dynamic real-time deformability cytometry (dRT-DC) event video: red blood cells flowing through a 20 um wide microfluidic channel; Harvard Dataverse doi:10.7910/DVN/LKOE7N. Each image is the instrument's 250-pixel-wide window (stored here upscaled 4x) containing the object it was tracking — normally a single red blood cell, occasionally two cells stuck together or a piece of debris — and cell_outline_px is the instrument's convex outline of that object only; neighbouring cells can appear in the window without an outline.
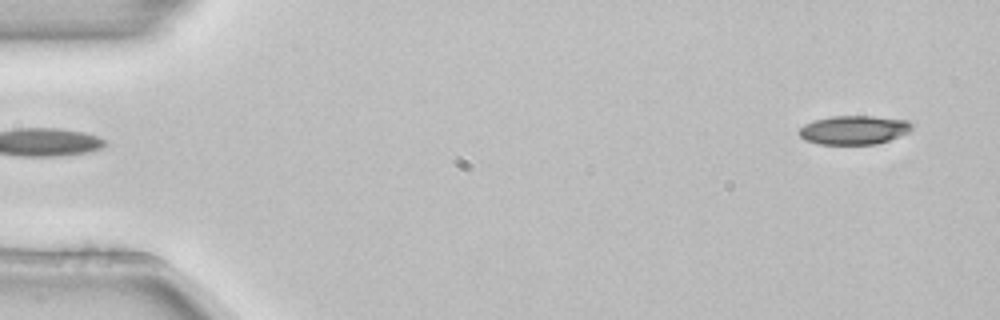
{"species": "common noctule bat (a hibernating species)", "species_latin": "Nyctalus noctula", "temperature_condition": "room temperature", "stored_images_in_passage": 3, "segment_of_instrument_passage": [2, 2], "camera_frame_rate_fps": 3000, "um_per_image_px": 0.085, "animal": {"sex": "female", "body_mass_g": 22.7, "forearm_length_mm": 54.2}, "frame": {"image": 1, "passage_image": 3, "time_ms": 0.667, "image_size_px": [1000, 320], "cell_outline_px": [[912, 128], [908, 132], [888, 140], [876, 144], [820, 144], [804, 140], [796, 132], [804, 124], [812, 120], [832, 116], [872, 116], [908, 120], [912, 124]], "centroid_in_image_um": [72.53, 11.04], "position_along_channel_um": 12.5, "area_um2": 19.02}}